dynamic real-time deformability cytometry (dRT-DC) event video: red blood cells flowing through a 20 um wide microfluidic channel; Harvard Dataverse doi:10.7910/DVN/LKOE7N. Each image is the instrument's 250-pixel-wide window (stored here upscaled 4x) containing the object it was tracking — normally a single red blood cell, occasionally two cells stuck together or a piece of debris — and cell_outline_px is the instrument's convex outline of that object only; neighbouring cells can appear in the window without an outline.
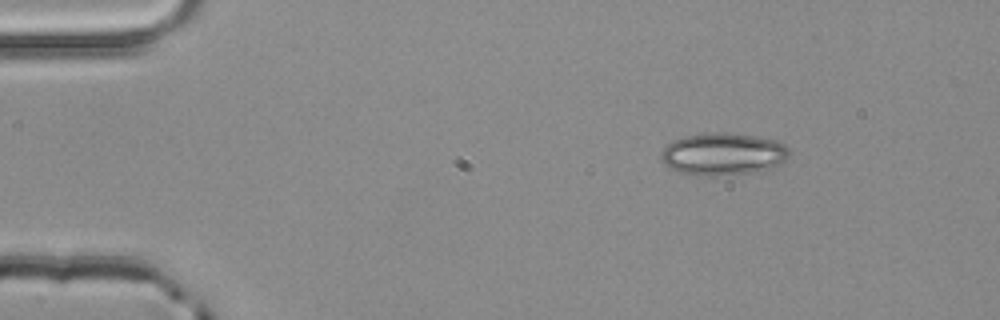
{"species": "common noctule bat (a hibernating species)", "species_latin": "Nyctalus noctula", "temperature_condition": "room temperature", "stored_images_in_passage": 3, "camera_frame_rate_fps": 3000, "um_per_image_px": 0.085, "animal": {"sex": "male", "body_mass_g": 20.4}, "frame": {"image": 1, "passage_image": 1, "time_ms": 0.0, "image_size_px": [1000, 320], "cell_outline_px": [[788, 156], [780, 164], [752, 172], [716, 176], [704, 176], [680, 172], [668, 168], [660, 160], [660, 152], [672, 140], [684, 136], [724, 132], [756, 136], [776, 140], [784, 144], [788, 148]], "centroid_in_image_um": [61.41, 13.09], "position_along_channel_um": 23.6, "area_um2": 31.44}}